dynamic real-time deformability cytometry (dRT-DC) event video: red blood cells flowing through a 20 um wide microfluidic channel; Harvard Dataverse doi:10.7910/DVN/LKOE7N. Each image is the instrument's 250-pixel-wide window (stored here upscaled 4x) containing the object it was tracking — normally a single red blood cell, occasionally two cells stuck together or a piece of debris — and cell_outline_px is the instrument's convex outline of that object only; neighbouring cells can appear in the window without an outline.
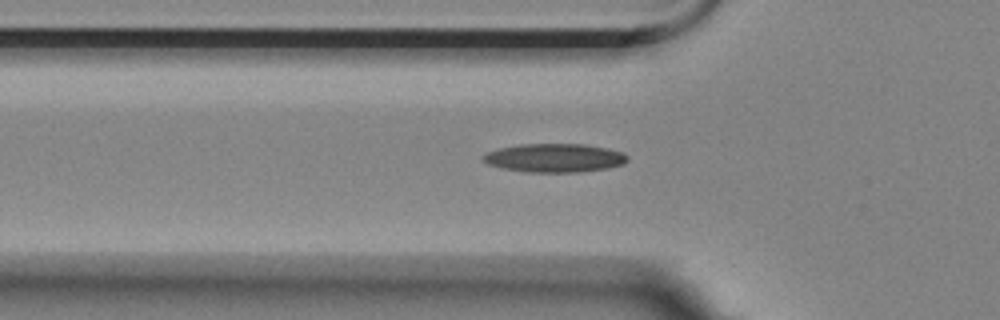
{"species": "Egyptian fruit bat (a non-hibernating species)", "species_latin": "Rousettus aegyptiacus", "temperature_condition": "room temperature", "stored_images_in_passage": 37, "camera_frame_rate_fps": 3000, "um_per_image_px": 0.085, "animal": {"sex": "female"}, "frame": {"image": 1, "passage_image": 10, "time_ms": 3.0, "image_size_px": [1000, 320], "cell_outline_px": [[628, 160], [624, 164], [608, 168], [580, 172], [524, 172], [500, 168], [488, 164], [480, 160], [480, 156], [484, 152], [500, 148], [520, 144], [584, 144], [608, 148], [624, 152], [628, 156]], "centroid_in_image_um": [47.1, 13.42], "position_along_channel_um": 78.7, "area_um2": 24.51}}
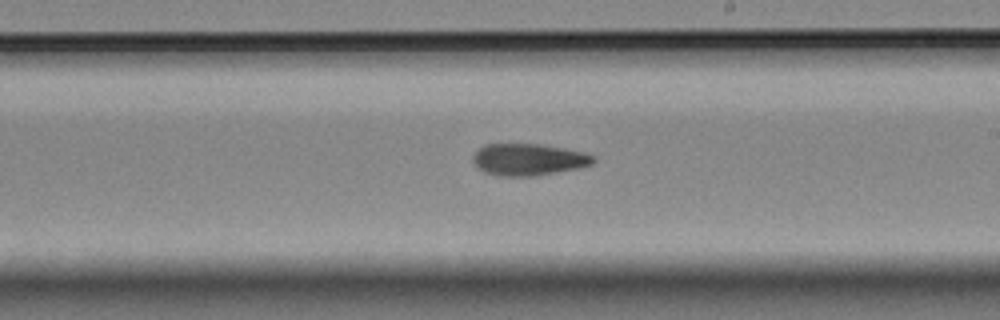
{"frame": {"image": 2, "passage_image": 24, "time_ms": 7.667, "image_size_px": [1000, 320], "cell_outline_px": [[596, 160], [592, 164], [580, 168], [536, 176], [496, 176], [484, 172], [476, 168], [472, 160], [472, 156], [484, 144], [536, 144], [564, 148], [584, 152], [592, 156]], "centroid_in_image_um": [44.89, 13.57], "position_along_channel_um": 244.1, "area_um2": 22.48}}
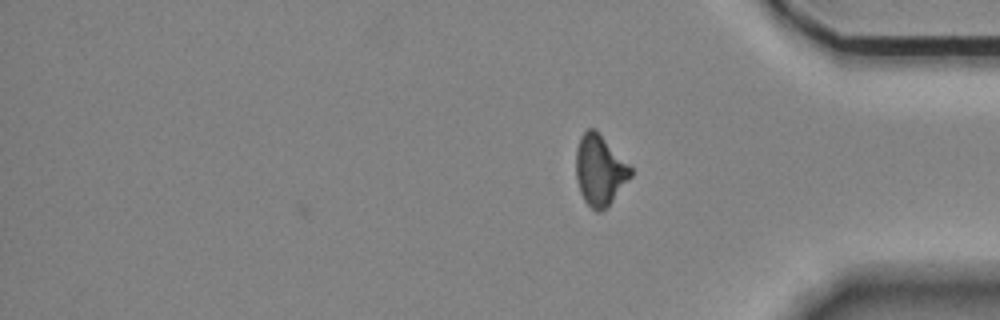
{"frame": {"image": 3, "passage_image": 37, "time_ms": 12.0, "image_size_px": [1000, 320], "cell_outline_px": [[632, 176], [612, 200], [600, 212], [596, 212], [584, 200], [580, 192], [576, 180], [576, 148], [580, 136], [588, 128], [596, 128], [632, 168]], "centroid_in_image_um": [50.96, 14.43], "position_along_channel_um": 384.2, "area_um2": 22.43}, "authors_computed_cell_mechanics": {"area_um2": 22.3108, "velocity_mm_per_s": 3.5218, "shape_relaxation_time_tau1_ms": 11.1062, "shape_relaxation_time_tau2_ms": null, "deformation_change_tau1": 0.2237, "deformation_change_tau2": null}}